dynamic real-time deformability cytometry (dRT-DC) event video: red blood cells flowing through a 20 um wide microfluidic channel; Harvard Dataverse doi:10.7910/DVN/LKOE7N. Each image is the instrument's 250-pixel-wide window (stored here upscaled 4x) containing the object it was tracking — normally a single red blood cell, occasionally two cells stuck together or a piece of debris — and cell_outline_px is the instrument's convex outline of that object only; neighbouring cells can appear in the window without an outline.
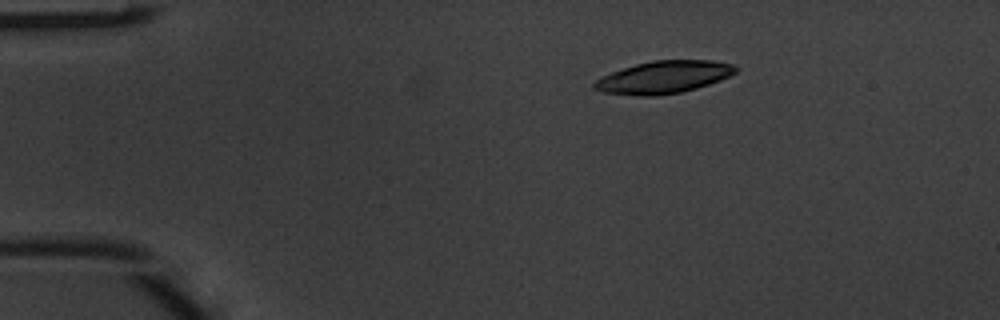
{"species": "common noctule bat (a hibernating species)", "species_latin": "Nyctalus noctula", "temperature_condition": "warm", "stored_images_in_passage": 5, "camera_frame_rate_fps": 3000, "um_per_image_px": 0.085, "animal": {"sex": "male", "body_mass_g": 20.1, "forearm_length_mm": 53.5}, "frame": {"image": 1, "passage_image": 1, "time_ms": 0.0, "image_size_px": [1000, 320], "cell_outline_px": [[740, 68], [736, 72], [720, 80], [696, 88], [680, 92], [656, 96], [640, 96], [604, 92], [592, 88], [592, 84], [596, 80], [612, 72], [636, 64], [652, 60], [712, 60], [736, 64]], "centroid_in_image_um": [56.45, 6.55], "position_along_channel_um": 28.6, "area_um2": 26.65}}
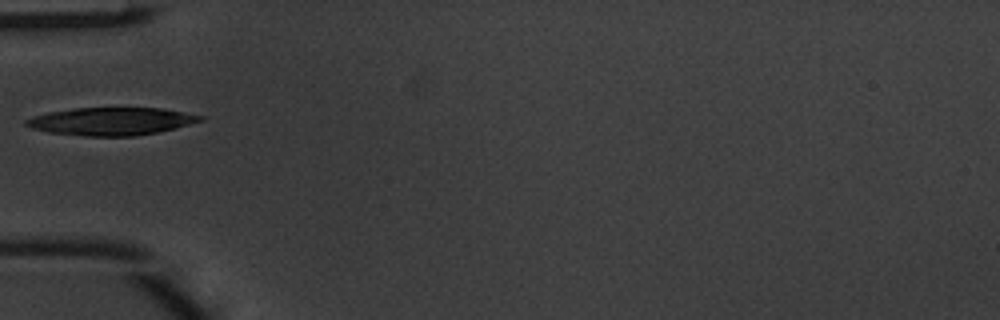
{"frame": {"image": 2, "passage_image": 3, "time_ms": 0.667, "image_size_px": [1000, 320], "cell_outline_px": [[204, 120], [176, 128], [136, 136], [88, 136], [48, 132], [32, 128], [24, 124], [24, 120], [32, 116], [48, 112], [76, 108], [164, 108], [204, 116]], "centroid_in_image_um": [9.46, 10.31], "position_along_channel_um": 75.5, "area_um2": 28.15}}
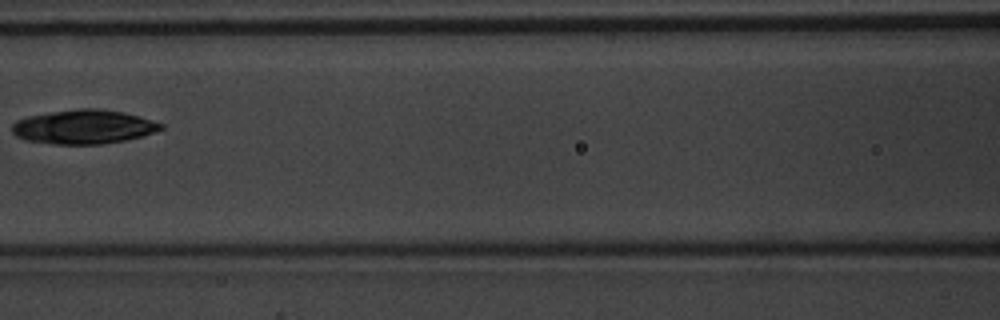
{"frame": {"image": 3, "passage_image": 5, "time_ms": 1.333, "image_size_px": [1000, 320], "cell_outline_px": [[164, 128], [156, 132], [144, 136], [124, 140], [100, 144], [56, 144], [24, 140], [16, 136], [12, 132], [12, 124], [16, 120], [28, 116], [52, 112], [80, 108], [96, 108], [124, 112], [140, 116], [164, 124]], "centroid_in_image_um": [7.13, 10.78], "position_along_channel_um": 159.5, "area_um2": 29.65}}